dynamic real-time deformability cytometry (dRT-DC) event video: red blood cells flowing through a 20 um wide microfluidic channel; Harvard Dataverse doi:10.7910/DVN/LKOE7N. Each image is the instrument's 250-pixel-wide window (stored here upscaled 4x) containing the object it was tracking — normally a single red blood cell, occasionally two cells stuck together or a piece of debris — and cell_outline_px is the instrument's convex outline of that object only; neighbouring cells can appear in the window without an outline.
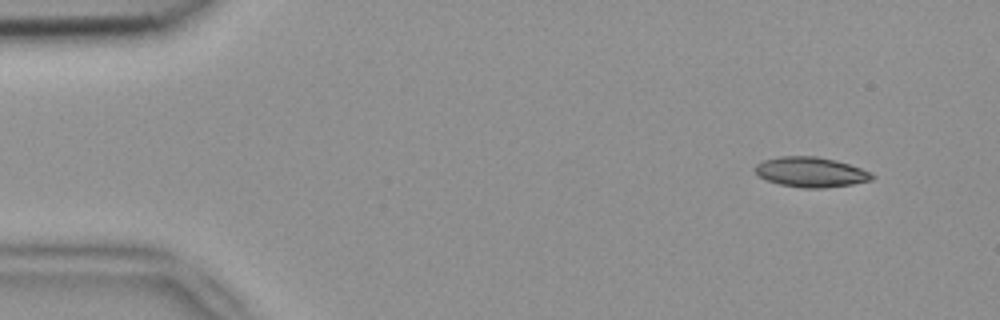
{"species": "common noctule bat (a hibernating species)", "species_latin": "Nyctalus noctula", "temperature_condition": "room temperature", "stored_images_in_passage": 5, "camera_frame_rate_fps": 3000, "um_per_image_px": 0.085, "animal": {"sex": "female", "body_mass_g": 18.4}, "frame": {"image": 1, "passage_image": 2, "time_ms": 0.333, "image_size_px": [1000, 320], "cell_outline_px": [[876, 176], [872, 180], [852, 184], [824, 188], [800, 188], [780, 184], [764, 180], [756, 172], [756, 164], [764, 160], [780, 156], [816, 156], [836, 160], [872, 172]], "centroid_in_image_um": [68.94, 14.63], "position_along_channel_um": 16.1, "area_um2": 20.52}}